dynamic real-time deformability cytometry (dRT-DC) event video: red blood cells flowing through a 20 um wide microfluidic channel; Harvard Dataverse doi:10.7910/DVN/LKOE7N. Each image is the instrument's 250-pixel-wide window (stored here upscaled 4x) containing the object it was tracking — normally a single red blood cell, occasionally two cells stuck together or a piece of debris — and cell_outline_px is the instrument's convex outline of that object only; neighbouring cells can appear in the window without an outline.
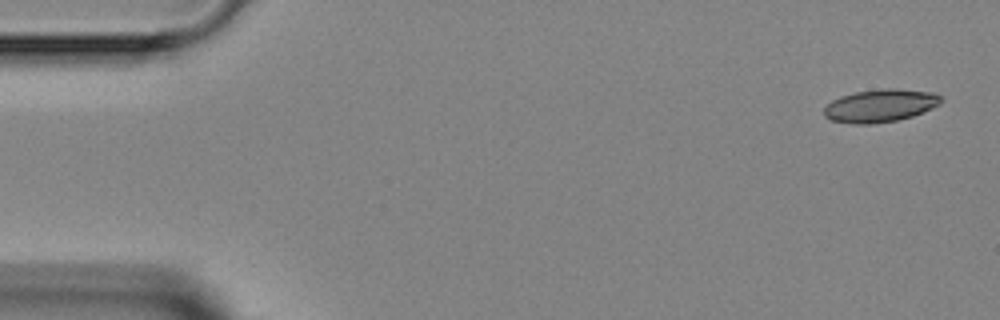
{"species": "Egyptian fruit bat (a non-hibernating species)", "species_latin": "Rousettus aegyptiacus", "temperature_condition": "room temperature", "stored_images_in_passage": 3, "camera_frame_rate_fps": 3000, "um_per_image_px": 0.085, "animal": {"sex": "female"}, "frame": {"image": 1, "passage_image": 1, "time_ms": 0.0, "image_size_px": [1000, 320], "cell_outline_px": [[944, 100], [940, 104], [932, 108], [912, 116], [896, 120], [872, 124], [852, 124], [832, 120], [824, 116], [824, 108], [832, 100], [840, 96], [856, 92], [884, 88], [896, 88], [932, 92], [940, 96]], "centroid_in_image_um": [74.83, 8.98], "position_along_channel_um": 10.2, "area_um2": 22.37}}
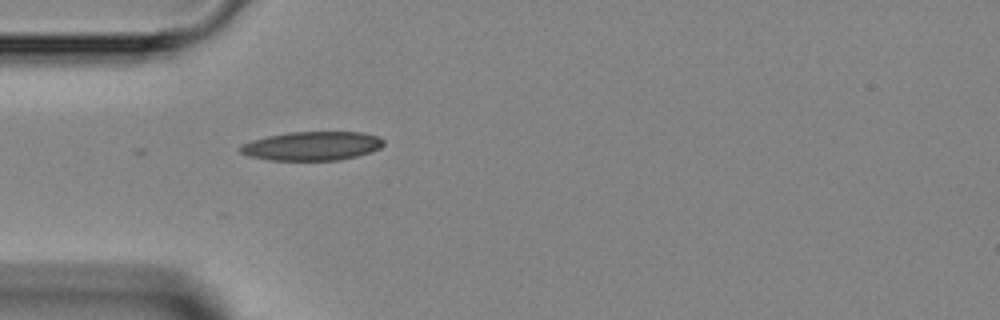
{"frame": {"image": 2, "passage_image": 3, "time_ms": 4.0, "image_size_px": [1000, 320], "cell_outline_px": [[384, 144], [380, 148], [356, 156], [340, 160], [268, 160], [248, 156], [240, 152], [240, 144], [252, 140], [268, 136], [288, 132], [360, 132], [380, 136], [384, 140]], "centroid_in_image_um": [26.51, 12.4], "position_along_channel_um": 58.5, "area_um2": 24.16}}